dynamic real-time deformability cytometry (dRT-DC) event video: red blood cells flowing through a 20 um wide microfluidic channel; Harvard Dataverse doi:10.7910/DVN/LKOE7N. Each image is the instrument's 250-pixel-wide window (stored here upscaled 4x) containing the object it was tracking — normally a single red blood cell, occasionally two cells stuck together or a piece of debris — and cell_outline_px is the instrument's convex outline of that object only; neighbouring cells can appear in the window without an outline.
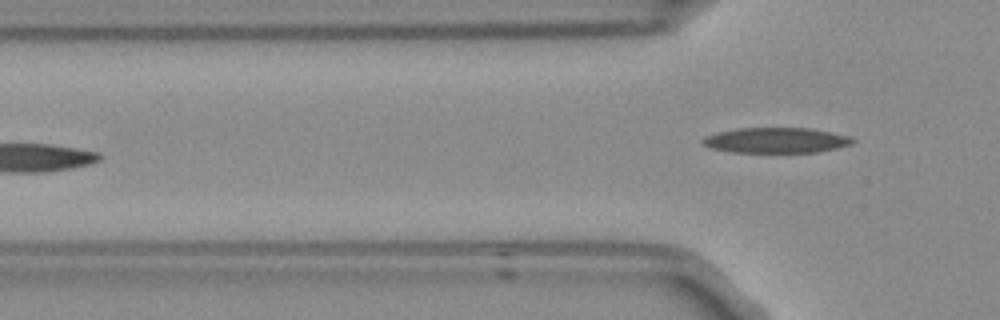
{"species": "Egyptian fruit bat (a non-hibernating species)", "species_latin": "Rousettus aegyptiacus", "temperature_condition": "room temperature", "stored_images_in_passage": 3, "camera_frame_rate_fps": 3000, "um_per_image_px": 0.085, "frame": {"image": 1, "passage_image": 3, "time_ms": 0.667, "image_size_px": [1000, 320], "cell_outline_px": [[856, 140], [852, 144], [820, 152], [732, 152], [708, 148], [700, 144], [700, 140], [704, 136], [716, 132], [736, 128], [812, 128], [848, 136]], "centroid_in_image_um": [65.89, 11.92], "position_along_channel_um": 59.9, "area_um2": 22.43}}